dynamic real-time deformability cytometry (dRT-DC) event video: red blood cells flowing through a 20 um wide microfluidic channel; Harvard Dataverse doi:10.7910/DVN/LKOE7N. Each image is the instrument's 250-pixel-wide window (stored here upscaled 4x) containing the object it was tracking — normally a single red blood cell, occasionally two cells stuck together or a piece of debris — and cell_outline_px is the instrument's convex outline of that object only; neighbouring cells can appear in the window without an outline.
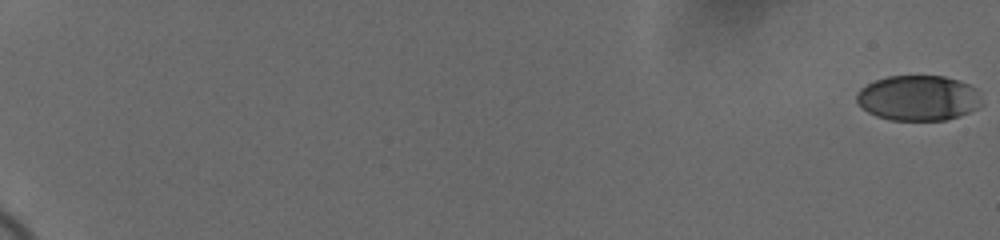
{"species": "human", "species_latin": "Homo sapiens", "temperature_condition": "cold", "stored_images_in_passage": 61, "camera_frame_rate_fps": 3000, "um_per_image_px": 0.085, "donor": {"sex": "female"}, "frame": {"image": 1, "passage_image": 1, "time_ms": 0.0, "image_size_px": [1000, 240], "cell_outline_px": [[984, 104], [980, 108], [960, 116], [944, 120], [888, 120], [876, 116], [868, 112], [856, 100], [856, 92], [860, 88], [876, 80], [888, 76], [944, 76], [960, 80], [976, 88], [980, 92]], "centroid_in_image_um": [78.12, 8.33], "position_along_channel_um": 6.9, "area_um2": 33.47}}
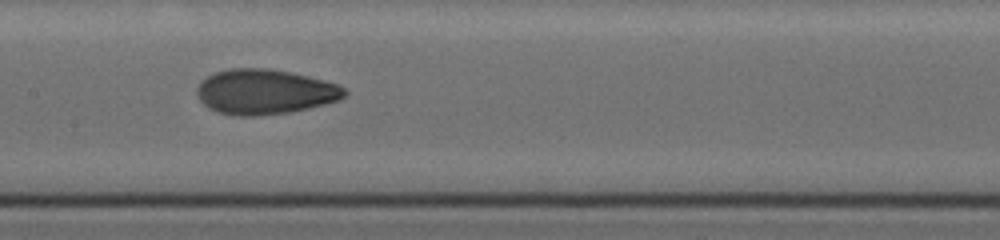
{"frame": {"image": 2, "passage_image": 35, "time_ms": 11.333, "image_size_px": [1000, 240], "cell_outline_px": [[348, 92], [344, 96], [336, 100], [324, 104], [308, 108], [288, 112], [256, 116], [236, 116], [216, 112], [208, 108], [200, 100], [196, 92], [196, 88], [200, 80], [216, 72], [232, 68], [268, 68], [308, 76], [324, 80], [336, 84], [344, 88]], "centroid_in_image_um": [22.46, 7.8], "position_along_channel_um": 184.9, "area_um2": 38.61}}
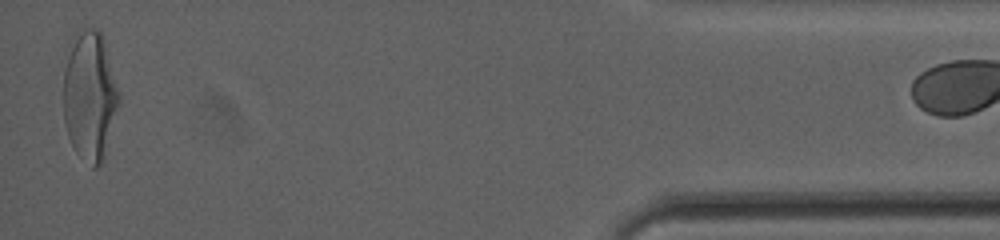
{"frame": {"image": 3, "passage_image": 60, "time_ms": 19.667, "image_size_px": [1000, 240], "cell_outline_px": [[120, 100], [104, 156], [100, 164], [96, 168], [92, 168], [76, 152], [68, 136], [64, 124], [64, 72], [72, 36], [80, 28], [92, 28], [100, 32], [104, 36], [120, 92]], "centroid_in_image_um": [7.64, 8.1], "position_along_channel_um": 427.6, "area_um2": 42.14}}